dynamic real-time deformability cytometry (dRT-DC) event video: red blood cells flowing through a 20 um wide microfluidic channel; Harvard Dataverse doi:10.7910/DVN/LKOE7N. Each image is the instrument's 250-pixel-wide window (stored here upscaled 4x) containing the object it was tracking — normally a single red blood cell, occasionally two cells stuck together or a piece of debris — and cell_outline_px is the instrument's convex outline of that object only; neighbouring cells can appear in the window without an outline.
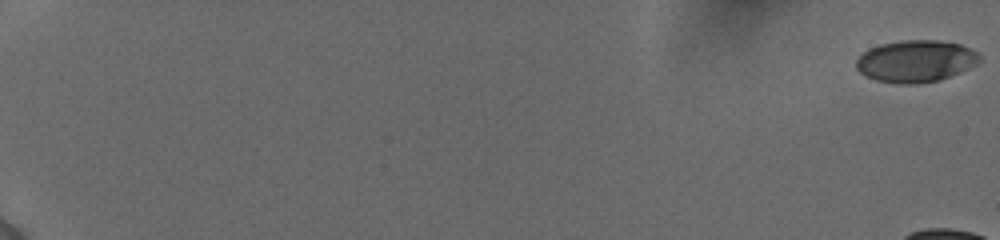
{"species": "human", "species_latin": "Homo sapiens", "temperature_condition": "cold", "stored_images_in_passage": 12, "camera_frame_rate_fps": 3000, "um_per_image_px": 0.085, "donor": {"sex": "female"}, "frame": {"image": 1, "passage_image": 1, "time_ms": 0.0, "image_size_px": [1000, 240], "cell_outline_px": [[980, 60], [976, 64], [960, 72], [940, 80], [912, 84], [904, 84], [876, 80], [860, 72], [856, 68], [856, 60], [868, 48], [880, 44], [904, 40], [936, 40], [960, 44], [980, 52]], "centroid_in_image_um": [77.85, 5.19], "position_along_channel_um": 7.1, "area_um2": 30.06}}
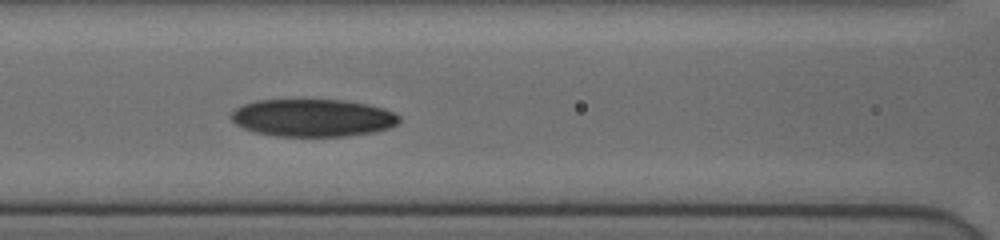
{"frame": {"image": 2, "passage_image": 10, "time_ms": 10.667, "image_size_px": [1000, 240], "cell_outline_px": [[400, 120], [392, 128], [376, 132], [348, 136], [276, 136], [252, 132], [236, 124], [228, 116], [236, 108], [244, 104], [256, 100], [344, 100], [368, 104], [384, 108], [396, 112], [400, 116]], "centroid_in_image_um": [26.62, 10.02], "position_along_channel_um": 140.0, "area_um2": 37.22}}
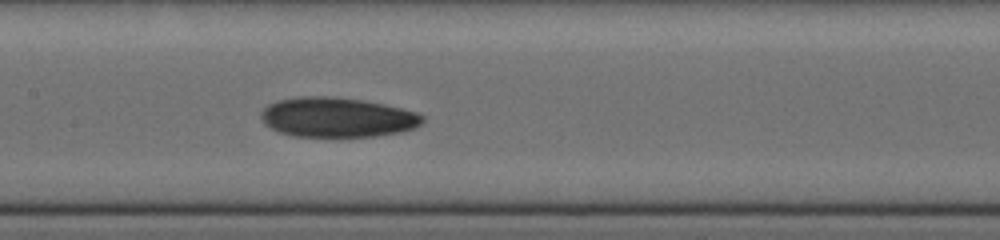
{"frame": {"image": 3, "passage_image": 12, "time_ms": 11.667, "image_size_px": [1000, 240], "cell_outline_px": [[424, 120], [420, 124], [412, 128], [400, 132], [376, 136], [292, 136], [280, 132], [264, 124], [260, 116], [260, 112], [268, 104], [280, 100], [300, 96], [336, 96], [384, 104], [416, 112], [424, 116]], "centroid_in_image_um": [28.64, 9.96], "position_along_channel_um": 178.8, "area_um2": 37.28}}